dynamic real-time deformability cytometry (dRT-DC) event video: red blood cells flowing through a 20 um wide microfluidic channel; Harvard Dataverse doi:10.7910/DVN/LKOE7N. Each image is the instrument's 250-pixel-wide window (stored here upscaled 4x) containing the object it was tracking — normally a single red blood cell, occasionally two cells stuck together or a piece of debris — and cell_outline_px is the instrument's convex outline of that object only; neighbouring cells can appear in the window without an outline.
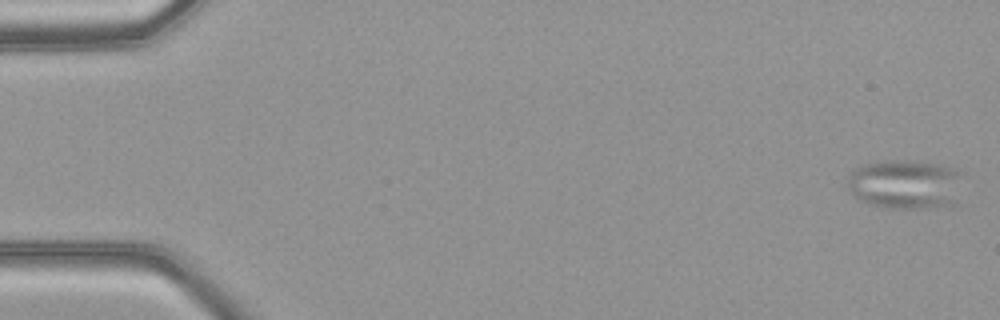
{"species": "common noctule bat (a hibernating species)", "species_latin": "Nyctalus noctula", "temperature_condition": "warm", "stored_images_in_passage": 49, "camera_frame_rate_fps": 3000, "um_per_image_px": 0.085, "animal": {"sex": "female", "body_mass_g": 21.9}, "frame": {"image": 1, "passage_image": 1, "time_ms": 0.0, "image_size_px": [1000, 320], "cell_outline_px": [[964, 172], [956, 204], [920, 208], [892, 208], [868, 204], [856, 200], [848, 188], [848, 176], [852, 168], [864, 164], [888, 160], [908, 160], [936, 164], [952, 168]], "centroid_in_image_um": [76.93, 15.66], "position_along_channel_um": 8.1, "area_um2": 33.7}}
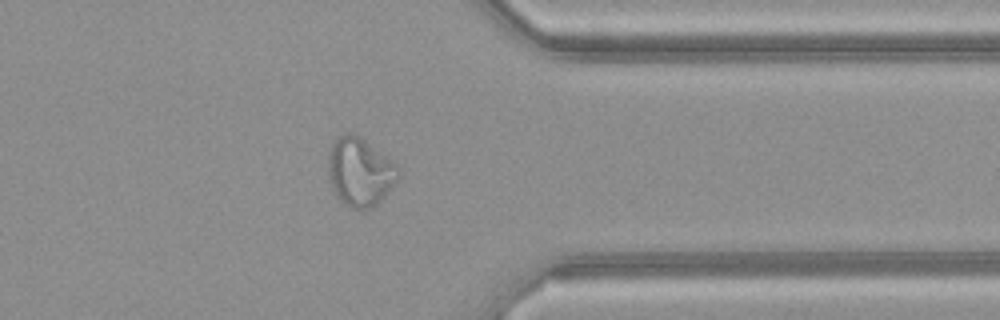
{"frame": {"image": 2, "passage_image": 39, "time_ms": 12.667, "image_size_px": [1000, 320], "cell_outline_px": [[400, 176], [384, 196], [372, 208], [352, 208], [344, 204], [336, 196], [332, 188], [328, 176], [328, 156], [336, 140], [344, 132], [352, 132], [360, 136], [392, 160], [400, 168]], "centroid_in_image_um": [30.6, 14.6], "position_along_channel_um": 380.8, "area_um2": 27.86}}
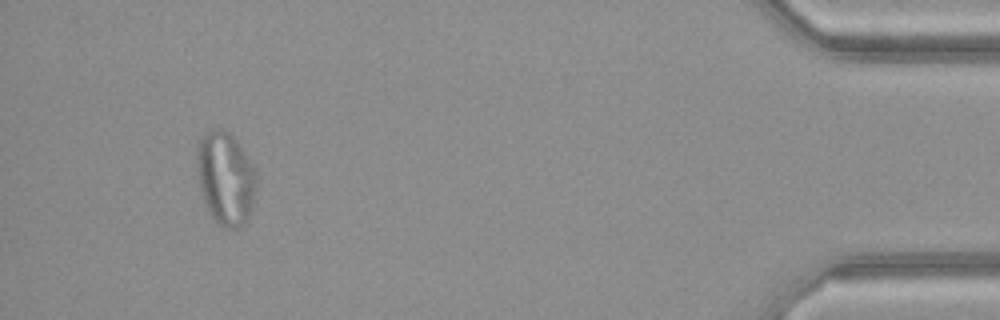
{"frame": {"image": 3, "passage_image": 46, "time_ms": 15.0, "image_size_px": [1000, 320], "cell_outline_px": [[256, 192], [252, 208], [248, 220], [236, 228], [228, 228], [216, 224], [204, 200], [200, 188], [200, 140], [208, 132], [216, 128], [224, 128], [240, 144], [252, 164], [256, 172]], "centroid_in_image_um": [19.25, 15.2], "position_along_channel_um": 415.9, "area_um2": 31.44}}